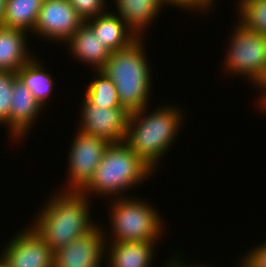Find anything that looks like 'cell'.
Returning a JSON list of instances; mask_svg holds the SVG:
<instances>
[{
  "mask_svg": "<svg viewBox=\"0 0 266 267\" xmlns=\"http://www.w3.org/2000/svg\"><path fill=\"white\" fill-rule=\"evenodd\" d=\"M88 199L81 191H57L39 208L30 226L55 252L98 225L91 219Z\"/></svg>",
  "mask_w": 266,
  "mask_h": 267,
  "instance_id": "obj_1",
  "label": "cell"
},
{
  "mask_svg": "<svg viewBox=\"0 0 266 267\" xmlns=\"http://www.w3.org/2000/svg\"><path fill=\"white\" fill-rule=\"evenodd\" d=\"M166 105L158 106L151 113L146 111L149 107L130 113L125 140L132 151L155 172L161 164L160 159L176 142L184 119L182 112L185 110L176 105Z\"/></svg>",
  "mask_w": 266,
  "mask_h": 267,
  "instance_id": "obj_2",
  "label": "cell"
},
{
  "mask_svg": "<svg viewBox=\"0 0 266 267\" xmlns=\"http://www.w3.org/2000/svg\"><path fill=\"white\" fill-rule=\"evenodd\" d=\"M144 39L138 38L129 47L111 52L101 70L115 84L120 104L129 113L149 107L152 69Z\"/></svg>",
  "mask_w": 266,
  "mask_h": 267,
  "instance_id": "obj_3",
  "label": "cell"
},
{
  "mask_svg": "<svg viewBox=\"0 0 266 267\" xmlns=\"http://www.w3.org/2000/svg\"><path fill=\"white\" fill-rule=\"evenodd\" d=\"M154 171L145 164L125 142L110 143L95 169L89 183L81 190L86 196H104L107 199L126 197L124 192L136 188L153 176ZM126 190V191H125ZM123 193V194H122Z\"/></svg>",
  "mask_w": 266,
  "mask_h": 267,
  "instance_id": "obj_4",
  "label": "cell"
},
{
  "mask_svg": "<svg viewBox=\"0 0 266 267\" xmlns=\"http://www.w3.org/2000/svg\"><path fill=\"white\" fill-rule=\"evenodd\" d=\"M109 200L110 232L104 231L105 241L158 242L165 230L162 215L146 200L135 197H121ZM164 227V228H163ZM113 231V232H112ZM106 232L111 233L106 235ZM161 235V236H160ZM160 236V237H159ZM108 237V238H107ZM111 239V240H110Z\"/></svg>",
  "mask_w": 266,
  "mask_h": 267,
  "instance_id": "obj_5",
  "label": "cell"
},
{
  "mask_svg": "<svg viewBox=\"0 0 266 267\" xmlns=\"http://www.w3.org/2000/svg\"><path fill=\"white\" fill-rule=\"evenodd\" d=\"M223 61L224 73L244 76L254 83L266 66V36L236 21Z\"/></svg>",
  "mask_w": 266,
  "mask_h": 267,
  "instance_id": "obj_6",
  "label": "cell"
},
{
  "mask_svg": "<svg viewBox=\"0 0 266 267\" xmlns=\"http://www.w3.org/2000/svg\"><path fill=\"white\" fill-rule=\"evenodd\" d=\"M68 150V181L65 191H81L92 179L105 149L110 144L106 139L76 131ZM67 187V188H66Z\"/></svg>",
  "mask_w": 266,
  "mask_h": 267,
  "instance_id": "obj_7",
  "label": "cell"
},
{
  "mask_svg": "<svg viewBox=\"0 0 266 267\" xmlns=\"http://www.w3.org/2000/svg\"><path fill=\"white\" fill-rule=\"evenodd\" d=\"M82 99L77 130L106 139L109 143L126 140L130 113L125 108H103L93 105L85 96Z\"/></svg>",
  "mask_w": 266,
  "mask_h": 267,
  "instance_id": "obj_8",
  "label": "cell"
},
{
  "mask_svg": "<svg viewBox=\"0 0 266 267\" xmlns=\"http://www.w3.org/2000/svg\"><path fill=\"white\" fill-rule=\"evenodd\" d=\"M68 0H44L31 35L66 43L84 23Z\"/></svg>",
  "mask_w": 266,
  "mask_h": 267,
  "instance_id": "obj_9",
  "label": "cell"
},
{
  "mask_svg": "<svg viewBox=\"0 0 266 267\" xmlns=\"http://www.w3.org/2000/svg\"><path fill=\"white\" fill-rule=\"evenodd\" d=\"M5 244L1 256L9 267H54V252L31 226Z\"/></svg>",
  "mask_w": 266,
  "mask_h": 267,
  "instance_id": "obj_10",
  "label": "cell"
},
{
  "mask_svg": "<svg viewBox=\"0 0 266 267\" xmlns=\"http://www.w3.org/2000/svg\"><path fill=\"white\" fill-rule=\"evenodd\" d=\"M96 226L54 252V267H101L105 257L104 227ZM103 227V228H102ZM104 257V258H103Z\"/></svg>",
  "mask_w": 266,
  "mask_h": 267,
  "instance_id": "obj_11",
  "label": "cell"
},
{
  "mask_svg": "<svg viewBox=\"0 0 266 267\" xmlns=\"http://www.w3.org/2000/svg\"><path fill=\"white\" fill-rule=\"evenodd\" d=\"M43 107L35 99L31 91L16 76L13 83L11 106L9 112V135L10 141L15 142L24 137L35 125V120L41 114ZM12 139V140H11ZM15 140V141H13Z\"/></svg>",
  "mask_w": 266,
  "mask_h": 267,
  "instance_id": "obj_12",
  "label": "cell"
},
{
  "mask_svg": "<svg viewBox=\"0 0 266 267\" xmlns=\"http://www.w3.org/2000/svg\"><path fill=\"white\" fill-rule=\"evenodd\" d=\"M110 244V245H109ZM157 242H106V267H152Z\"/></svg>",
  "mask_w": 266,
  "mask_h": 267,
  "instance_id": "obj_13",
  "label": "cell"
},
{
  "mask_svg": "<svg viewBox=\"0 0 266 267\" xmlns=\"http://www.w3.org/2000/svg\"><path fill=\"white\" fill-rule=\"evenodd\" d=\"M85 23L111 52L125 49L138 39L121 17L109 10Z\"/></svg>",
  "mask_w": 266,
  "mask_h": 267,
  "instance_id": "obj_14",
  "label": "cell"
},
{
  "mask_svg": "<svg viewBox=\"0 0 266 267\" xmlns=\"http://www.w3.org/2000/svg\"><path fill=\"white\" fill-rule=\"evenodd\" d=\"M70 55L91 66L94 71L102 70L111 51L99 40L84 22L65 43ZM68 45V46H67Z\"/></svg>",
  "mask_w": 266,
  "mask_h": 267,
  "instance_id": "obj_15",
  "label": "cell"
},
{
  "mask_svg": "<svg viewBox=\"0 0 266 267\" xmlns=\"http://www.w3.org/2000/svg\"><path fill=\"white\" fill-rule=\"evenodd\" d=\"M114 11L126 23L127 27L137 36L144 38L148 25L158 18L164 4L162 0H115ZM157 17V18H156Z\"/></svg>",
  "mask_w": 266,
  "mask_h": 267,
  "instance_id": "obj_16",
  "label": "cell"
},
{
  "mask_svg": "<svg viewBox=\"0 0 266 267\" xmlns=\"http://www.w3.org/2000/svg\"><path fill=\"white\" fill-rule=\"evenodd\" d=\"M27 35L24 30L0 25V71L17 72L34 57Z\"/></svg>",
  "mask_w": 266,
  "mask_h": 267,
  "instance_id": "obj_17",
  "label": "cell"
},
{
  "mask_svg": "<svg viewBox=\"0 0 266 267\" xmlns=\"http://www.w3.org/2000/svg\"><path fill=\"white\" fill-rule=\"evenodd\" d=\"M17 76L44 108L53 93L55 82L40 60L34 56L17 71Z\"/></svg>",
  "mask_w": 266,
  "mask_h": 267,
  "instance_id": "obj_18",
  "label": "cell"
},
{
  "mask_svg": "<svg viewBox=\"0 0 266 267\" xmlns=\"http://www.w3.org/2000/svg\"><path fill=\"white\" fill-rule=\"evenodd\" d=\"M44 0H7L1 25L33 32Z\"/></svg>",
  "mask_w": 266,
  "mask_h": 267,
  "instance_id": "obj_19",
  "label": "cell"
},
{
  "mask_svg": "<svg viewBox=\"0 0 266 267\" xmlns=\"http://www.w3.org/2000/svg\"><path fill=\"white\" fill-rule=\"evenodd\" d=\"M96 74L98 78L93 77V80L91 79L83 95L96 106L103 108L122 107L112 80L101 70L96 71Z\"/></svg>",
  "mask_w": 266,
  "mask_h": 267,
  "instance_id": "obj_20",
  "label": "cell"
},
{
  "mask_svg": "<svg viewBox=\"0 0 266 267\" xmlns=\"http://www.w3.org/2000/svg\"><path fill=\"white\" fill-rule=\"evenodd\" d=\"M239 22L247 29L266 36V0H237Z\"/></svg>",
  "mask_w": 266,
  "mask_h": 267,
  "instance_id": "obj_21",
  "label": "cell"
},
{
  "mask_svg": "<svg viewBox=\"0 0 266 267\" xmlns=\"http://www.w3.org/2000/svg\"><path fill=\"white\" fill-rule=\"evenodd\" d=\"M17 72L0 71V124L8 126L12 90Z\"/></svg>",
  "mask_w": 266,
  "mask_h": 267,
  "instance_id": "obj_22",
  "label": "cell"
},
{
  "mask_svg": "<svg viewBox=\"0 0 266 267\" xmlns=\"http://www.w3.org/2000/svg\"><path fill=\"white\" fill-rule=\"evenodd\" d=\"M83 20L96 17L107 11L108 0H68Z\"/></svg>",
  "mask_w": 266,
  "mask_h": 267,
  "instance_id": "obj_23",
  "label": "cell"
},
{
  "mask_svg": "<svg viewBox=\"0 0 266 267\" xmlns=\"http://www.w3.org/2000/svg\"><path fill=\"white\" fill-rule=\"evenodd\" d=\"M162 2L165 6L173 5L172 7L191 10V12L200 10L202 13L210 12L215 3L214 0H162Z\"/></svg>",
  "mask_w": 266,
  "mask_h": 267,
  "instance_id": "obj_24",
  "label": "cell"
},
{
  "mask_svg": "<svg viewBox=\"0 0 266 267\" xmlns=\"http://www.w3.org/2000/svg\"><path fill=\"white\" fill-rule=\"evenodd\" d=\"M250 250L244 254V258L253 267H266V241Z\"/></svg>",
  "mask_w": 266,
  "mask_h": 267,
  "instance_id": "obj_25",
  "label": "cell"
},
{
  "mask_svg": "<svg viewBox=\"0 0 266 267\" xmlns=\"http://www.w3.org/2000/svg\"><path fill=\"white\" fill-rule=\"evenodd\" d=\"M256 88L260 89L259 92H262V95L260 94L258 99V106L260 104V107L258 109H261L262 113L266 112V66L263 70L262 74L258 77V79L253 83ZM264 111V112H263Z\"/></svg>",
  "mask_w": 266,
  "mask_h": 267,
  "instance_id": "obj_26",
  "label": "cell"
},
{
  "mask_svg": "<svg viewBox=\"0 0 266 267\" xmlns=\"http://www.w3.org/2000/svg\"><path fill=\"white\" fill-rule=\"evenodd\" d=\"M175 255V256H173ZM178 255V256H177ZM169 260L166 261V263L162 266V267H208L207 265L205 264H196L195 266L193 264L190 263V266L189 264H186V263H183L184 261H181L182 258L179 256L178 253L176 254H172L171 256H169ZM172 257V258H171ZM185 264V265H184ZM211 267V265L209 266Z\"/></svg>",
  "mask_w": 266,
  "mask_h": 267,
  "instance_id": "obj_27",
  "label": "cell"
},
{
  "mask_svg": "<svg viewBox=\"0 0 266 267\" xmlns=\"http://www.w3.org/2000/svg\"><path fill=\"white\" fill-rule=\"evenodd\" d=\"M7 0H0V25L3 20Z\"/></svg>",
  "mask_w": 266,
  "mask_h": 267,
  "instance_id": "obj_28",
  "label": "cell"
},
{
  "mask_svg": "<svg viewBox=\"0 0 266 267\" xmlns=\"http://www.w3.org/2000/svg\"><path fill=\"white\" fill-rule=\"evenodd\" d=\"M238 263L240 267H253L244 257H241V260Z\"/></svg>",
  "mask_w": 266,
  "mask_h": 267,
  "instance_id": "obj_29",
  "label": "cell"
},
{
  "mask_svg": "<svg viewBox=\"0 0 266 267\" xmlns=\"http://www.w3.org/2000/svg\"><path fill=\"white\" fill-rule=\"evenodd\" d=\"M0 267H9L8 263L0 255Z\"/></svg>",
  "mask_w": 266,
  "mask_h": 267,
  "instance_id": "obj_30",
  "label": "cell"
}]
</instances>
